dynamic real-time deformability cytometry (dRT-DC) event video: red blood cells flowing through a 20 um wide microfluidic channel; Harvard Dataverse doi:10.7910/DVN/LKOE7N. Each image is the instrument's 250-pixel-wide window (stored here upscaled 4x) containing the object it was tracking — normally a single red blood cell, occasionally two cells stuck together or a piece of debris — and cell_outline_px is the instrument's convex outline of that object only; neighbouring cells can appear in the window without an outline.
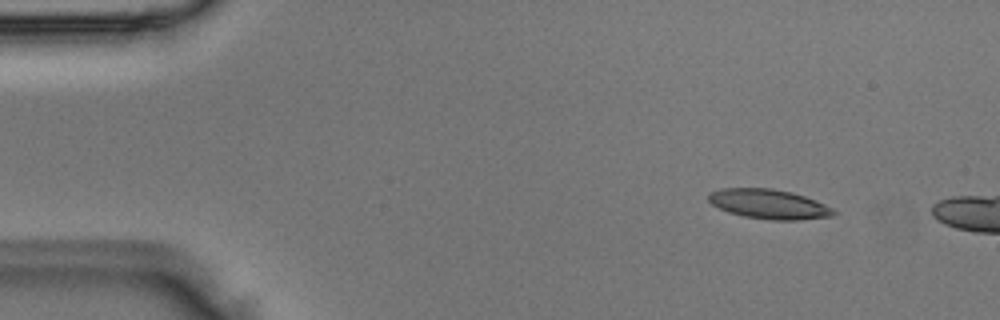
{"species": "Egyptian fruit bat (a non-hibernating species)", "species_latin": "Rousettus aegyptiacus", "temperature_condition": "room temperature", "stored_images_in_passage": 2, "camera_frame_rate_fps": 3000, "um_per_image_px": 0.085, "animal": {"sex": "male"}, "frame": {"image": 1, "passage_image": 1, "time_ms": 0.0, "image_size_px": [1000, 320], "cell_outline_px": [[836, 212], [832, 216], [800, 220], [772, 220], [744, 216], [728, 212], [712, 204], [708, 200], [708, 192], [724, 188], [772, 188], [792, 192], [816, 200], [832, 208]], "centroid_in_image_um": [65.35, 17.34], "position_along_channel_um": 19.7, "area_um2": 21.56}}